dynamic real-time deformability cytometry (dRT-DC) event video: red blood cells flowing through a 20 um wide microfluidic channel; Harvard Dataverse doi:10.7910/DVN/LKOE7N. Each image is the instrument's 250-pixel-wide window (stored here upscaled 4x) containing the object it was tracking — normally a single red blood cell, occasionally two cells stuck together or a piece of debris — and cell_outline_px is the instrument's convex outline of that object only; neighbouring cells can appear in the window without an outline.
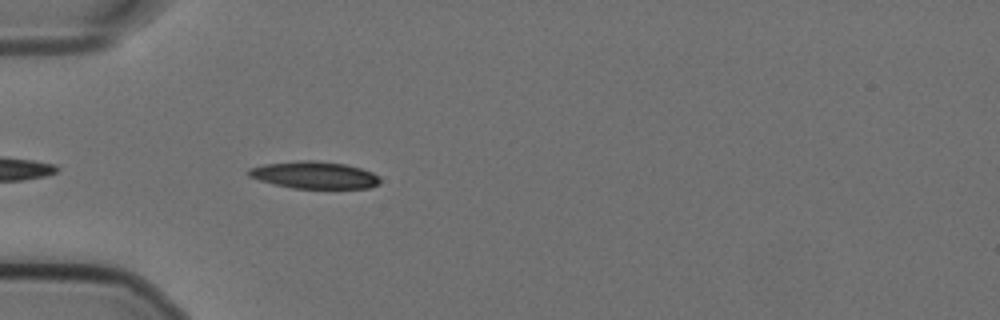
{"species": "Egyptian fruit bat (a non-hibernating species)", "species_latin": "Rousettus aegyptiacus", "temperature_condition": "cold", "stored_images_in_passage": 6, "camera_frame_rate_fps": 3000, "um_per_image_px": 0.085, "animal": {"sex": "female"}, "frame": {"image": 1, "passage_image": 1, "time_ms": 0.0, "image_size_px": [1000, 320], "cell_outline_px": [[380, 184], [368, 188], [292, 188], [260, 180], [248, 176], [248, 168], [264, 164], [300, 160], [316, 160], [344, 164], [360, 168], [372, 172], [380, 176]], "centroid_in_image_um": [26.74, 14.87], "position_along_channel_um": 58.3, "area_um2": 20.75}}